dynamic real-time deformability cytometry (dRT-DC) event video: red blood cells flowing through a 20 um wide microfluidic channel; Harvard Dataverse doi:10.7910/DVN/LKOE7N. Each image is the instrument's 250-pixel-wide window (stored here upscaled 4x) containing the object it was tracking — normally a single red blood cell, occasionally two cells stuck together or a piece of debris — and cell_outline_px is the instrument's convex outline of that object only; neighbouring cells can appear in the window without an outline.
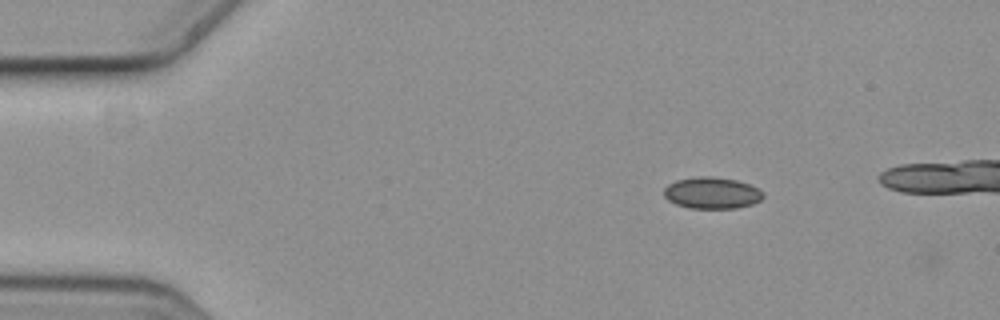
{"species": "common noctule bat (a hibernating species)", "species_latin": "Nyctalus noctula", "temperature_condition": "cold", "stored_images_in_passage": 2, "camera_frame_rate_fps": 3000, "um_per_image_px": 0.085, "animal": {"sex": "female", "body_mass_g": 19.3, "forearm_length_mm": 54.1}, "frame": {"image": 1, "passage_image": 1, "time_ms": 0.0, "image_size_px": [1000, 320], "cell_outline_px": [[764, 196], [760, 200], [752, 204], [736, 208], [688, 208], [676, 204], [668, 200], [664, 196], [664, 188], [668, 184], [676, 180], [696, 176], [712, 176], [736, 180], [748, 184], [764, 192]], "centroid_in_image_um": [60.49, 16.39], "position_along_channel_um": 24.5, "area_um2": 18.26}}